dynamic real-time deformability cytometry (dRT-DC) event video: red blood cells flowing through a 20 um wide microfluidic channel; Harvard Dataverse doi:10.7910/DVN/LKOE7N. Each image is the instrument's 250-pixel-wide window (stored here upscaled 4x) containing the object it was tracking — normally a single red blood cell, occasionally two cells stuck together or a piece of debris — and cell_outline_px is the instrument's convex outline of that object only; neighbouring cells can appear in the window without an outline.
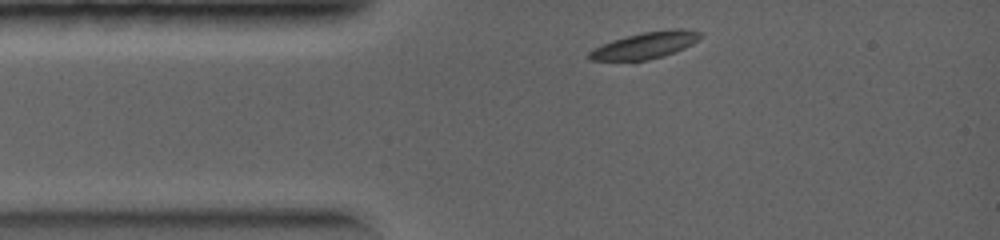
{"species": "common noctule bat (a hibernating species)", "species_latin": "Nyctalus noctula", "temperature_condition": "warm", "stored_images_in_passage": 1, "camera_frame_rate_fps": 5000, "um_per_image_px": 0.085, "animal": {"sex": "female", "body_mass_g": 19.0, "forearm_length_mm": 56.7}, "frame": {"image": 1, "passage_image": 1, "time_ms": 0.0, "image_size_px": [1000, 240], "cell_outline_px": [[700, 36], [692, 44], [684, 48], [648, 60], [588, 60], [588, 52], [592, 48], [600, 44], [612, 40], [640, 32], [672, 28], [684, 28], [700, 32]], "centroid_in_image_um": [54.79, 3.83], "position_along_channel_um": 30.2, "area_um2": 17.17}}